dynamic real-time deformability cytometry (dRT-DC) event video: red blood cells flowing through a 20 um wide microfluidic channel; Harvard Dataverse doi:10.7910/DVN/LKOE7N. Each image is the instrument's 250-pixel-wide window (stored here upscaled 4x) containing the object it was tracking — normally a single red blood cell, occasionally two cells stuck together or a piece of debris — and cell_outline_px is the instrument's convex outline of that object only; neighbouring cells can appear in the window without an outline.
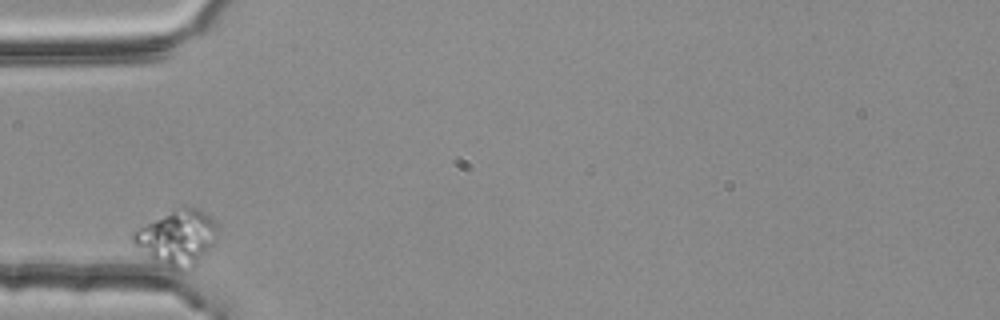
{"species": "common noctule bat (a hibernating species)", "species_latin": "Nyctalus noctula", "temperature_condition": "room temperature", "stored_images_in_passage": 3, "camera_frame_rate_fps": 3000, "um_per_image_px": 0.085, "animal": {"sex": "female", "body_mass_g": 25.1}, "frame": {"image": 1, "passage_image": 1, "time_ms": 0.0, "image_size_px": [1000, 320], "cell_outline_px": [[216, 240], [196, 264], [184, 272], [172, 272], [156, 264], [132, 244], [132, 232], [184, 204], [208, 212], [216, 224]], "centroid_in_image_um": [15.04, 20.25], "position_along_channel_um": 70.0, "area_um2": 27.69}}
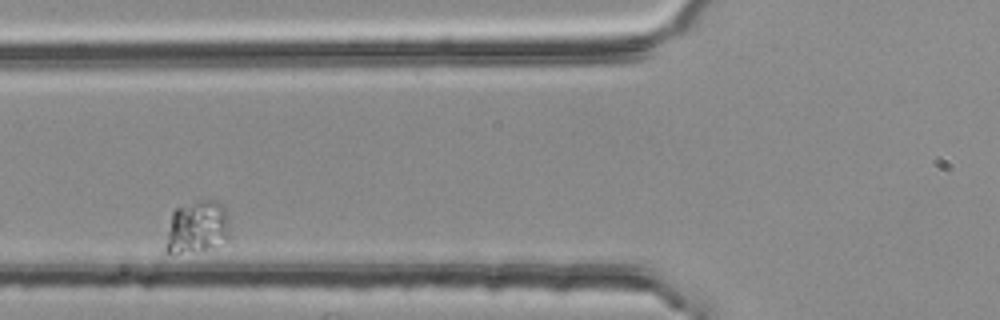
{"frame": {"image": 2, "passage_image": 2, "time_ms": 0.333, "image_size_px": [1000, 320], "cell_outline_px": [[232, 236], [228, 240], [212, 248], [180, 252], [168, 252], [164, 248], [172, 212], [176, 208], [204, 200], [216, 200], [224, 208], [228, 216]], "centroid_in_image_um": [16.82, 19.31], "position_along_channel_um": 109.0, "area_um2": 19.54}}
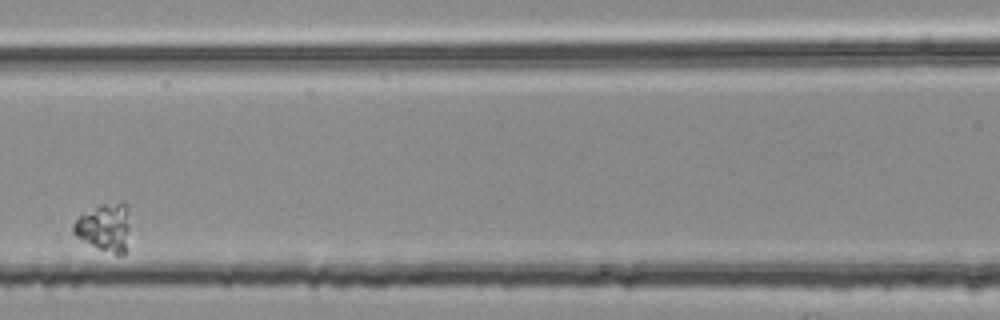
{"frame": {"image": 3, "passage_image": 3, "time_ms": 0.667, "image_size_px": [1000, 320], "cell_outline_px": [[128, 228], [124, 252], [120, 256], [116, 256], [76, 236], [72, 232], [72, 224], [80, 216], [100, 204], [124, 200], [128, 204]], "centroid_in_image_um": [8.91, 19.28], "position_along_channel_um": 157.7, "area_um2": 15.61}}